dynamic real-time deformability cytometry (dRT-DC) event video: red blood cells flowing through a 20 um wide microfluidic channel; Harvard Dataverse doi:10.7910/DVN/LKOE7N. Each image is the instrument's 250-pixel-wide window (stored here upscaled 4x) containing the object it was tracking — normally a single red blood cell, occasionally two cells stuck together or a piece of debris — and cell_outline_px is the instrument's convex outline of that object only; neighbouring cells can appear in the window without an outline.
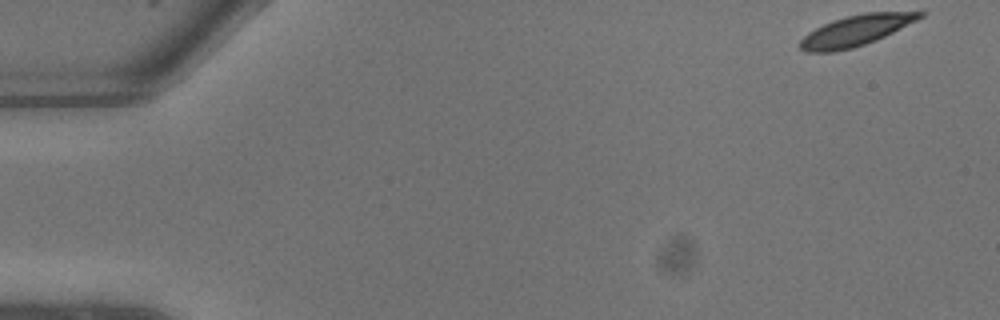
{"species": "common noctule bat (a hibernating species)", "species_latin": "Nyctalus noctula", "temperature_condition": "warm", "stored_images_in_passage": 7, "camera_frame_rate_fps": 3000, "um_per_image_px": 0.085, "animal": {"sex": "male", "body_mass_g": 13.3}, "frame": {"image": 1, "passage_image": 1, "time_ms": 0.0, "image_size_px": [1000, 320], "cell_outline_px": [[924, 16], [876, 40], [852, 48], [832, 52], [808, 52], [800, 48], [800, 40], [808, 32], [832, 20], [864, 12], [924, 12]], "centroid_in_image_um": [72.71, 2.6], "position_along_channel_um": 12.3, "area_um2": 20.98}}
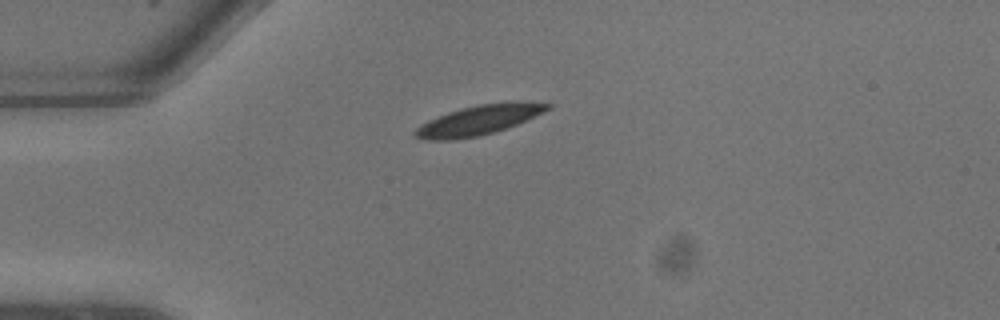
{"frame": {"image": 2, "passage_image": 6, "time_ms": 1.667, "image_size_px": [1000, 320], "cell_outline_px": [[552, 108], [544, 112], [508, 128], [496, 132], [480, 136], [452, 140], [428, 140], [412, 136], [412, 132], [420, 124], [428, 120], [448, 112], [460, 108], [480, 104], [516, 100], [520, 100], [552, 104]], "centroid_in_image_um": [40.71, 10.2], "position_along_channel_um": 44.3, "area_um2": 23.41}}